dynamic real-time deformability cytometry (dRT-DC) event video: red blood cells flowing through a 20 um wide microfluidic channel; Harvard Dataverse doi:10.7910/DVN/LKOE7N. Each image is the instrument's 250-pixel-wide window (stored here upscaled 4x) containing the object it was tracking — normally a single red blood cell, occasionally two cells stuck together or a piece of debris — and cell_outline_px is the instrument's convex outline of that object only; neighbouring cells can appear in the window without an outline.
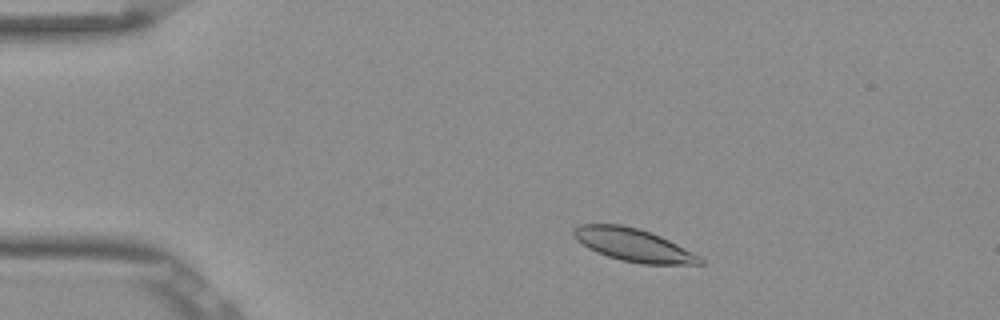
{"species": "Egyptian fruit bat (a non-hibernating species)", "species_latin": "Rousettus aegyptiacus", "temperature_condition": "room temperature", "stored_images_in_passage": 50, "camera_frame_rate_fps": 3000, "um_per_image_px": 0.085, "frame": {"image": 1, "passage_image": 6, "time_ms": 1.667, "image_size_px": [1000, 320], "cell_outline_px": [[704, 264], [640, 264], [620, 260], [596, 252], [588, 248], [576, 240], [572, 236], [572, 228], [580, 224], [620, 224], [640, 228], [652, 232], [700, 256], [704, 260]], "centroid_in_image_um": [53.79, 20.81], "position_along_channel_um": 31.2, "area_um2": 24.33}}
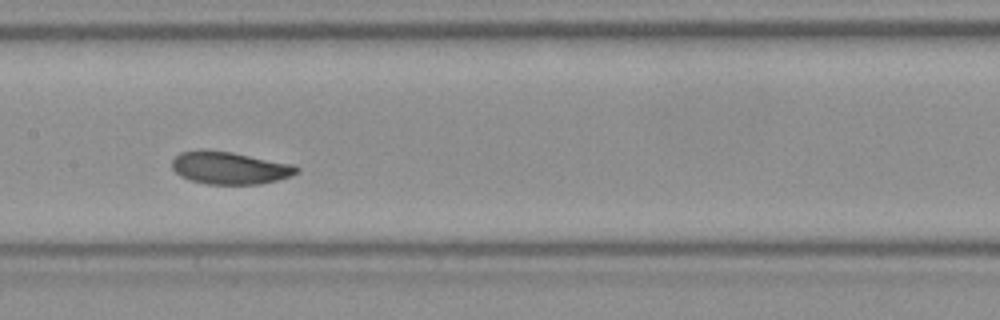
{"frame": {"image": 2, "passage_image": 23, "time_ms": 7.333, "image_size_px": [1000, 320], "cell_outline_px": [[300, 172], [292, 176], [260, 184], [208, 184], [192, 180], [180, 176], [172, 168], [172, 160], [180, 152], [200, 148], [208, 148], [232, 152], [292, 164], [300, 168]], "centroid_in_image_um": [19.51, 14.25], "position_along_channel_um": 187.9, "area_um2": 23.87}}
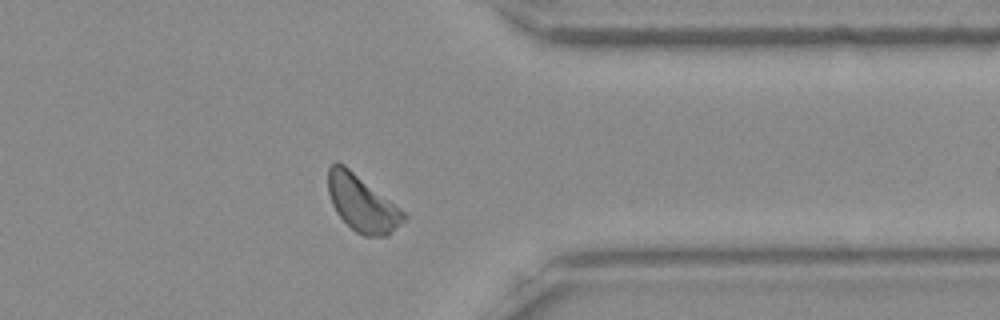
{"frame": {"image": 3, "passage_image": 39, "time_ms": 12.667, "image_size_px": [1000, 320], "cell_outline_px": [[408, 220], [388, 236], [364, 236], [356, 232], [336, 212], [332, 204], [328, 192], [328, 168], [336, 160], [344, 164], [404, 212], [408, 216]], "centroid_in_image_um": [30.79, 17.3], "position_along_channel_um": 380.6, "area_um2": 24.68}, "authors_computed_cell_mechanics": {"area_um2": 24.0159, "velocity_mm_per_s": 3.7627, "shape_relaxation_time_tau1_ms": 1.6769, "shape_relaxation_time_tau2_ms": 9.5432, "deformation_change_tau1": 0.0847, "deformation_change_tau2": 0.1339}}